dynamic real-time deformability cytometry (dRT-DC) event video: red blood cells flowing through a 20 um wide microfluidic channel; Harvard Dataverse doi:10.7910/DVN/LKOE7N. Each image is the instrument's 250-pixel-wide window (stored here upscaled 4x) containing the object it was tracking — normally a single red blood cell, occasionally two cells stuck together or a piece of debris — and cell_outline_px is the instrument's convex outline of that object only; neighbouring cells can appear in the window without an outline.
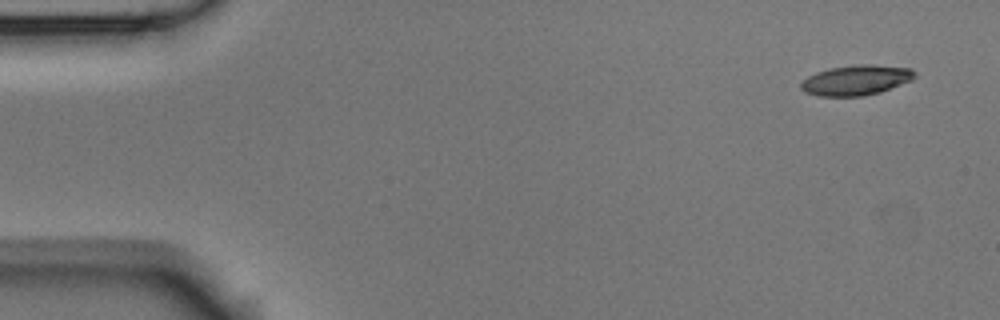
{"species": "Egyptian fruit bat (a non-hibernating species)", "species_latin": "Rousettus aegyptiacus", "temperature_condition": "room temperature", "stored_images_in_passage": 9, "camera_frame_rate_fps": 3000, "um_per_image_px": 0.085, "animal": {"sex": "male"}, "frame": {"image": 1, "passage_image": 1, "time_ms": 0.0, "image_size_px": [1000, 320], "cell_outline_px": [[916, 76], [912, 80], [880, 92], [864, 96], [816, 96], [804, 92], [800, 88], [800, 84], [808, 76], [816, 72], [828, 68], [856, 64], [872, 64], [912, 68], [916, 72]], "centroid_in_image_um": [72.77, 6.8], "position_along_channel_um": 12.2, "area_um2": 20.23}}
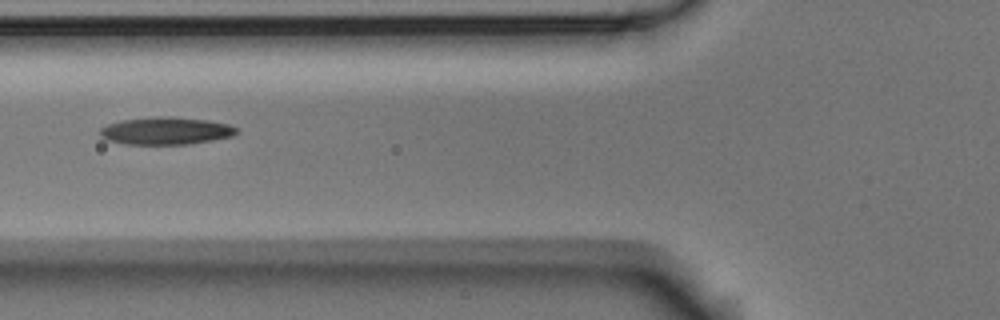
{"frame": {"image": 2, "passage_image": 6, "time_ms": 6.0, "image_size_px": [1000, 320], "cell_outline_px": [[236, 132], [232, 136], [192, 144], [124, 144], [104, 140], [100, 136], [100, 128], [108, 124], [120, 120], [160, 116], [172, 116], [208, 120], [228, 124], [236, 128]], "centroid_in_image_um": [14.05, 11.12], "position_along_channel_um": 111.8, "area_um2": 21.96}}
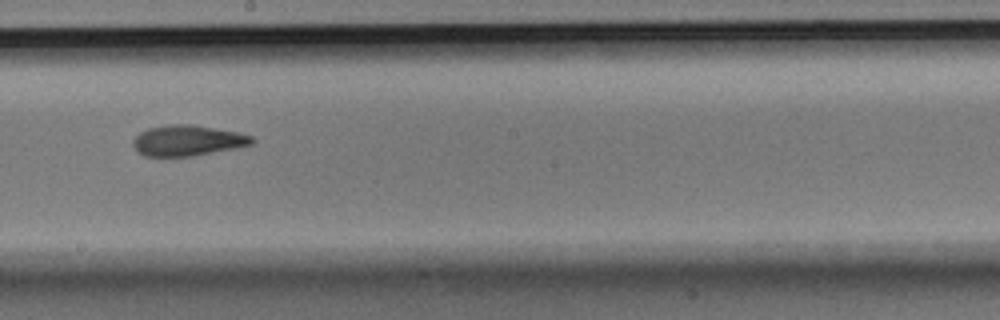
{"frame": {"image": 3, "passage_image": 9, "time_ms": 9.333, "image_size_px": [1000, 320], "cell_outline_px": [[256, 140], [252, 144], [236, 148], [192, 156], [144, 156], [132, 144], [132, 140], [140, 132], [148, 128], [168, 124], [192, 124], [240, 132], [252, 136]], "centroid_in_image_um": [15.97, 11.93], "position_along_channel_um": 232.2, "area_um2": 21.33}}